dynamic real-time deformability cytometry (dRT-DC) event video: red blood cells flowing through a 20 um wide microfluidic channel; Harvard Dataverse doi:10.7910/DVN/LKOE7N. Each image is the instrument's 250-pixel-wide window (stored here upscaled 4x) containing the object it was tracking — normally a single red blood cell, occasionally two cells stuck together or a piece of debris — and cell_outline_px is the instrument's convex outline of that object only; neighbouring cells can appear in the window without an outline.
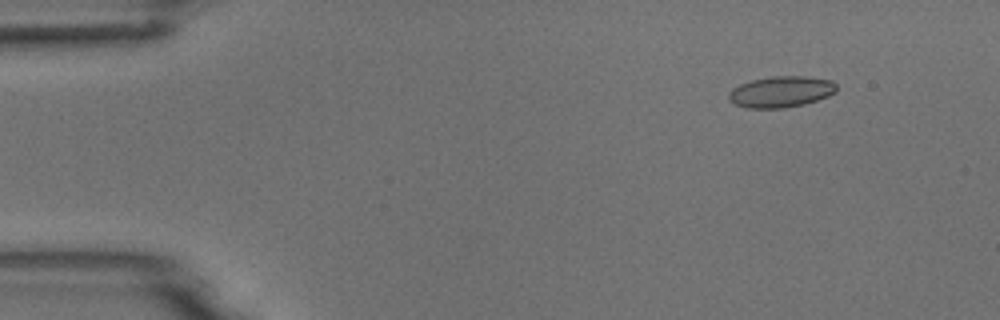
{"species": "common noctule bat (a hibernating species)", "species_latin": "Nyctalus noctula", "temperature_condition": "room temperature", "stored_images_in_passage": 49, "camera_frame_rate_fps": 3000, "um_per_image_px": 0.085, "animal": {"sex": "male", "body_mass_g": 18.8}, "frame": {"image": 1, "passage_image": 1, "time_ms": 0.0, "image_size_px": [1000, 320], "cell_outline_px": [[836, 92], [828, 96], [804, 104], [784, 108], [748, 108], [736, 104], [728, 100], [728, 92], [732, 88], [740, 84], [752, 80], [772, 76], [808, 76], [832, 80], [836, 84]], "centroid_in_image_um": [66.38, 7.79], "position_along_channel_um": 18.6, "area_um2": 19.65}}
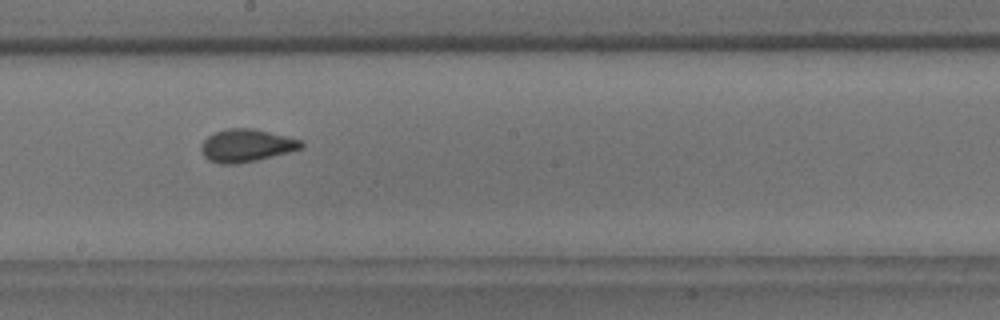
{"frame": {"image": 2, "passage_image": 25, "time_ms": 8.0, "image_size_px": [1000, 320], "cell_outline_px": [[304, 148], [256, 160], [236, 164], [220, 164], [208, 160], [204, 156], [200, 148], [204, 140], [208, 136], [224, 128], [252, 128], [304, 140]], "centroid_in_image_um": [20.96, 12.36], "position_along_channel_um": 227.2, "area_um2": 19.13}}
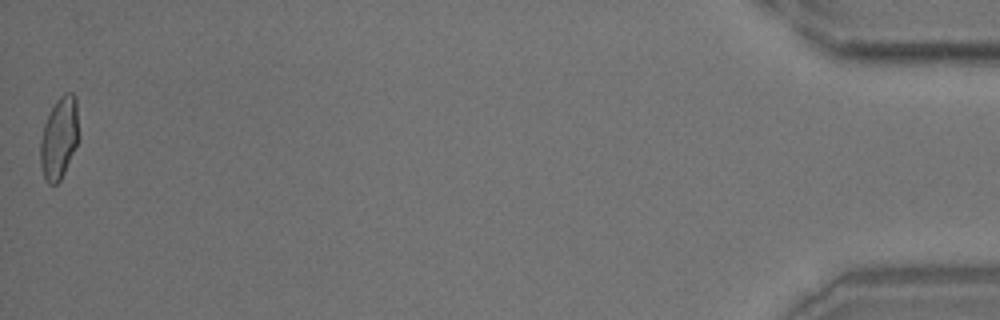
{"frame": {"image": 3, "passage_image": 49, "time_ms": 16.0, "image_size_px": [1000, 320], "cell_outline_px": [[80, 136], [64, 172], [60, 180], [56, 184], [48, 184], [44, 180], [40, 164], [40, 140], [44, 124], [56, 100], [64, 92], [72, 92], [76, 96]], "centroid_in_image_um": [5.04, 11.71], "position_along_channel_um": 430.2, "area_um2": 18.55}, "authors_computed_cell_mechanics": {"area_um2": 18.496, "velocity_mm_per_s": 3.7235, "shape_relaxation_time_tau1_ms": 6.8565, "shape_relaxation_time_tau2_ms": 0.8506, "deformation_change_tau1": 0.1485, "deformation_change_tau2": 0.0489}}